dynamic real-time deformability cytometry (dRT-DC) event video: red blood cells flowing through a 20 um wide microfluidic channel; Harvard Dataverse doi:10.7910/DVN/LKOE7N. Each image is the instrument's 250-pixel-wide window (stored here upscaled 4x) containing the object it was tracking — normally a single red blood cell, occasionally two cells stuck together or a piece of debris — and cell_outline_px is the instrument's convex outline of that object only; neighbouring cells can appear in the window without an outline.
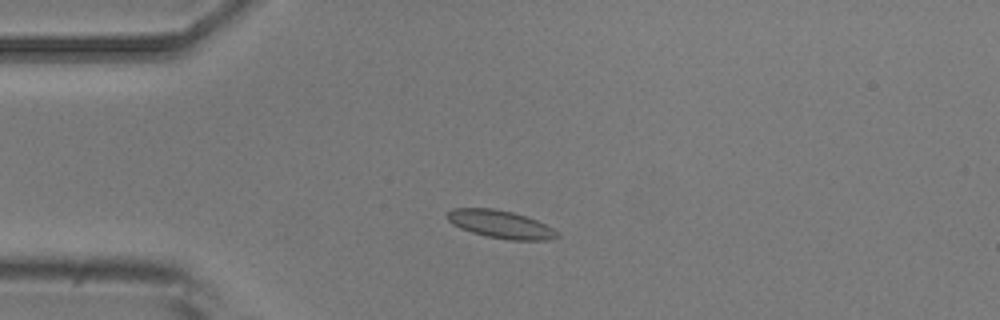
{"species": "common noctule bat (a hibernating species)", "species_latin": "Nyctalus noctula", "temperature_condition": "room temperature", "stored_images_in_passage": 14, "camera_frame_rate_fps": 3000, "um_per_image_px": 0.085, "animal": {"sex": "male", "body_mass_g": 20.5, "forearm_length_mm": 52.5}, "frame": {"image": 1, "passage_image": 3, "time_ms": 3.0, "image_size_px": [1000, 320], "cell_outline_px": [[560, 236], [548, 240], [508, 240], [488, 236], [472, 232], [460, 228], [452, 224], [448, 220], [448, 212], [452, 208], [496, 208], [512, 212], [536, 220], [552, 228]], "centroid_in_image_um": [42.53, 19.06], "position_along_channel_um": 42.5, "area_um2": 17.63}}
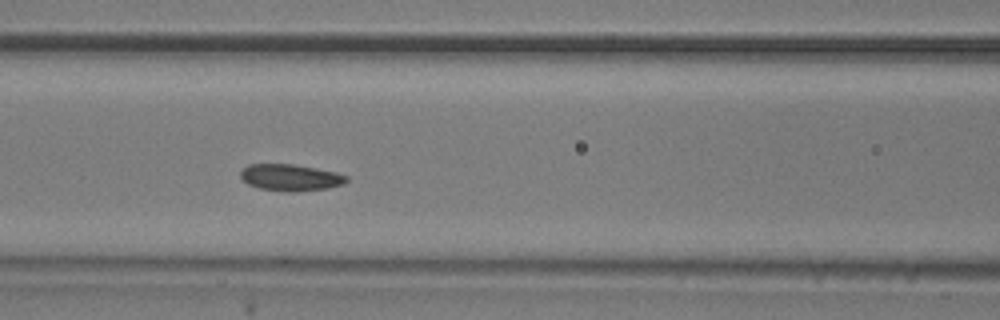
{"frame": {"image": 2, "passage_image": 6, "time_ms": 6.333, "image_size_px": [1000, 320], "cell_outline_px": [[348, 180], [344, 184], [328, 188], [296, 192], [288, 192], [260, 188], [248, 184], [240, 176], [240, 172], [248, 164], [292, 164], [316, 168], [336, 172], [348, 176]], "centroid_in_image_um": [24.72, 15.09], "position_along_channel_um": 141.9, "area_um2": 16.47}}
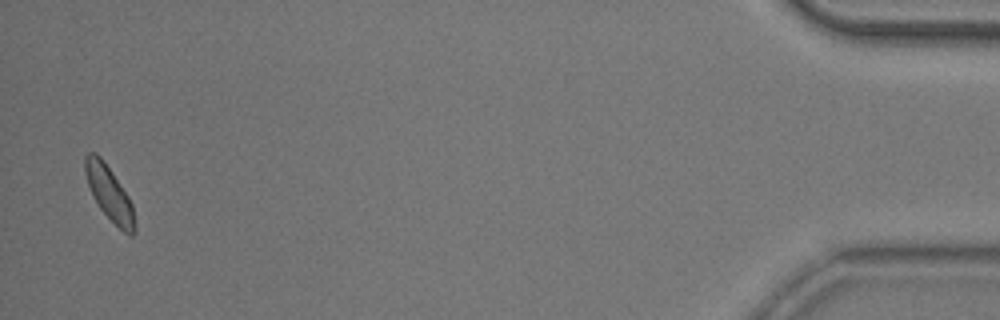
{"frame": {"image": 3, "passage_image": 14, "time_ms": 16.667, "image_size_px": [1000, 320], "cell_outline_px": [[136, 232], [132, 236], [128, 236], [100, 208], [92, 196], [84, 172], [84, 156], [88, 152], [96, 152], [104, 160], [128, 196], [132, 204], [136, 228]], "centroid_in_image_um": [9.28, 16.41], "position_along_channel_um": 425.9, "area_um2": 15.66}, "authors_computed_cell_mechanics": {"area_um2": 16.473, "velocity_mm_per_s": 3.6135, "shape_relaxation_time_tau1_ms": null, "shape_relaxation_time_tau2_ms": 5.0481, "deformation_change_tau1": null, "deformation_change_tau2": 0.053}}